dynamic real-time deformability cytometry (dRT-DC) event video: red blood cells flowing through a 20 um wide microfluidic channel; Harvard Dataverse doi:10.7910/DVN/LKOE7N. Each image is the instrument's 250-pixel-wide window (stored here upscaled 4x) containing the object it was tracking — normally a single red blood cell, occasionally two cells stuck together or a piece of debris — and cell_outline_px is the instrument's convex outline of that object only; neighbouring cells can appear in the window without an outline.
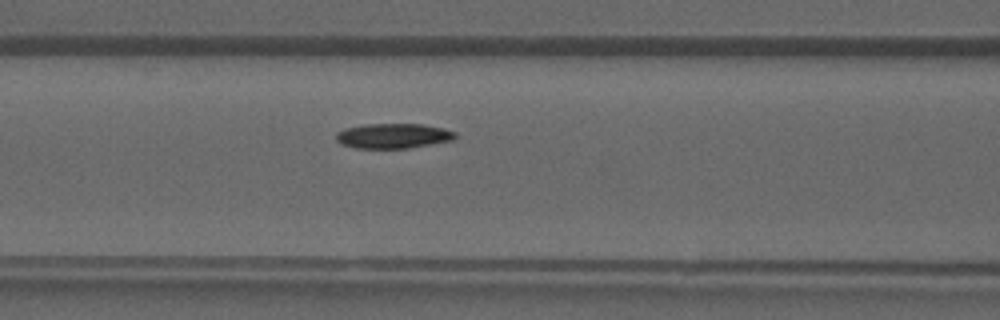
{"species": "common noctule bat (a hibernating species)", "species_latin": "Nyctalus noctula", "temperature_condition": "warm", "stored_images_in_passage": 28, "camera_frame_rate_fps": 3000, "um_per_image_px": 0.085, "animal": {"sex": "male", "forearm_length_mm": 52.5}, "frame": {"image": 1, "passage_image": 8, "time_ms": 2.333, "image_size_px": [1000, 320], "cell_outline_px": [[456, 136], [452, 140], [408, 148], [356, 148], [340, 144], [336, 140], [336, 132], [344, 128], [360, 124], [424, 124], [444, 128], [456, 132]], "centroid_in_image_um": [33.38, 11.54], "position_along_channel_um": 133.2, "area_um2": 17.46}}
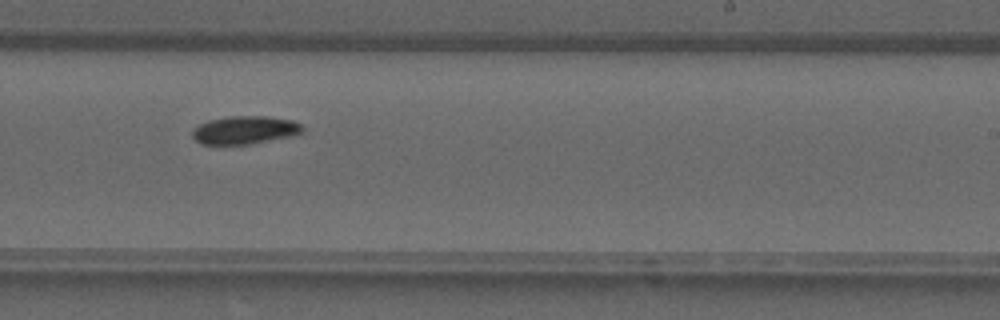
{"frame": {"image": 2, "passage_image": 16, "time_ms": 5.0, "image_size_px": [1000, 320], "cell_outline_px": [[304, 132], [296, 136], [252, 144], [200, 144], [192, 136], [192, 128], [208, 120], [228, 116], [264, 116], [292, 120], [300, 124], [304, 128]], "centroid_in_image_um": [20.84, 11.06], "position_along_channel_um": 268.2, "area_um2": 18.32}}
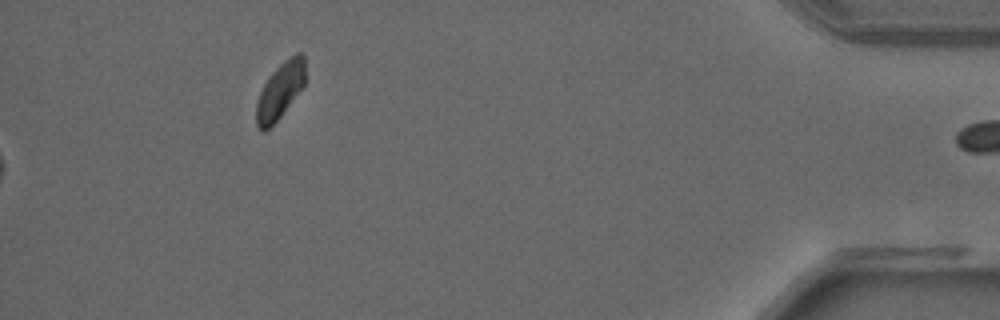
{"frame": {"image": 3, "passage_image": 28, "time_ms": 9.0, "image_size_px": [1000, 320], "cell_outline_px": [[304, 84], [280, 116], [268, 128], [260, 128], [256, 124], [256, 104], [260, 92], [264, 84], [272, 72], [284, 60], [296, 52], [304, 52]], "centroid_in_image_um": [23.81, 7.64], "position_along_channel_um": 411.4, "area_um2": 15.49}}